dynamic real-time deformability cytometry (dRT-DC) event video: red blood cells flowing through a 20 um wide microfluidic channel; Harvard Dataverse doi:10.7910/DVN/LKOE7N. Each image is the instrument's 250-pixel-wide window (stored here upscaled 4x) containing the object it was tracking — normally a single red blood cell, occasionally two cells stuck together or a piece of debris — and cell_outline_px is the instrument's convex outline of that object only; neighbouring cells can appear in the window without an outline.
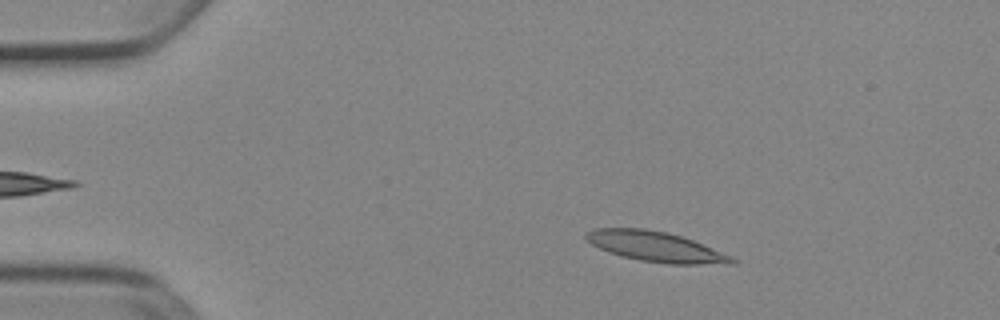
{"species": "Egyptian fruit bat (a non-hibernating species)", "species_latin": "Rousettus aegyptiacus", "temperature_condition": "cold", "stored_images_in_passage": 52, "camera_frame_rate_fps": 3000, "um_per_image_px": 0.085, "animal": {"sex": "female"}, "frame": {"image": 1, "passage_image": 9, "time_ms": 2.667, "image_size_px": [1000, 320], "cell_outline_px": [[740, 260], [736, 264], [668, 264], [640, 260], [620, 256], [608, 252], [584, 240], [584, 232], [596, 228], [644, 228], [668, 232], [692, 240], [732, 256]], "centroid_in_image_um": [55.73, 20.97], "position_along_channel_um": 29.3, "area_um2": 25.84}}
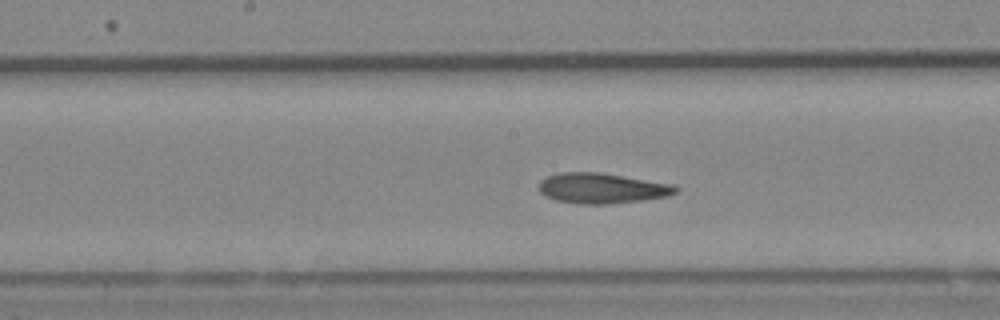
{"frame": {"image": 2, "passage_image": 27, "time_ms": 8.667, "image_size_px": [1000, 320], "cell_outline_px": [[680, 188], [676, 192], [668, 196], [644, 200], [608, 204], [580, 204], [556, 200], [544, 196], [540, 192], [540, 180], [548, 176], [560, 172], [600, 172], [672, 184]], "centroid_in_image_um": [51.16, 16.0], "position_along_channel_um": 197.0, "area_um2": 24.22}}
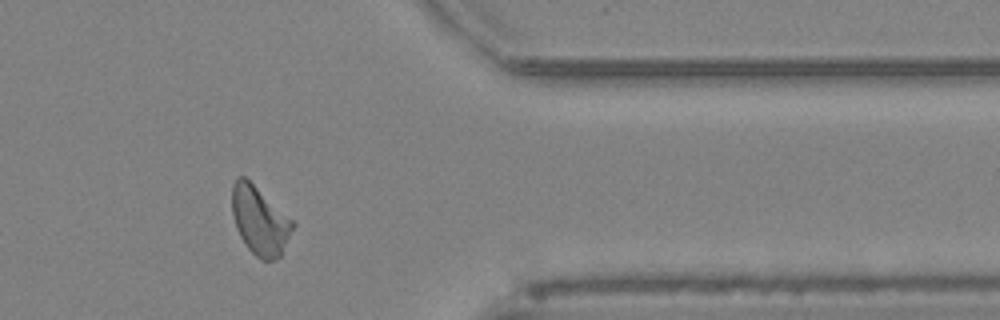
{"frame": {"image": 3, "passage_image": 43, "time_ms": 14.0, "image_size_px": [1000, 320], "cell_outline_px": [[296, 224], [280, 256], [276, 260], [260, 260], [248, 248], [240, 236], [236, 228], [232, 212], [232, 184], [240, 176], [244, 176], [292, 220]], "centroid_in_image_um": [22.07, 18.78], "position_along_channel_um": 389.3, "area_um2": 23.76}, "authors_computed_cell_mechanics": {"area_um2": 23.9581, "velocity_mm_per_s": 3.8796, "shape_relaxation_time_tau1_ms": 8.4674, "shape_relaxation_time_tau2_ms": 2.1811, "deformation_change_tau1": 0.2286, "deformation_change_tau2": 0.087}}